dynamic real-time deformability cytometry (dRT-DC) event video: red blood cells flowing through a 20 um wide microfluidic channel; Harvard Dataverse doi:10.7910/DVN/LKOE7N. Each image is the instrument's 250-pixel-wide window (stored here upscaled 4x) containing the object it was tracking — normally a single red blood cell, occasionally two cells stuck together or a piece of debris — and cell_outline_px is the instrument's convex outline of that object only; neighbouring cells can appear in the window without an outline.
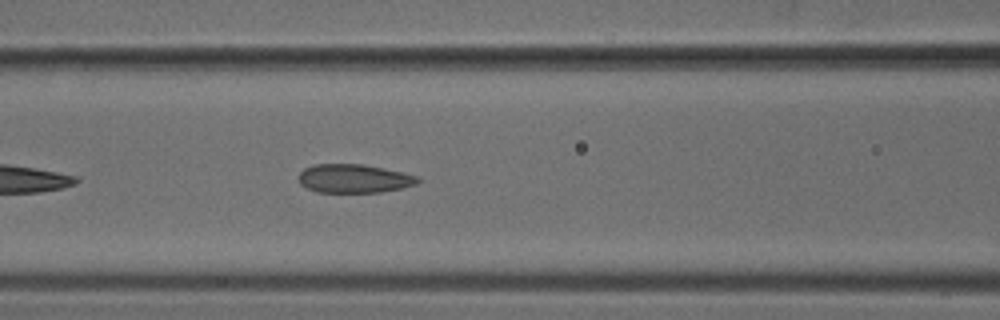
{"species": "common noctule bat (a hibernating species)", "species_latin": "Nyctalus noctula", "temperature_condition": "cold", "stored_images_in_passage": 25, "camera_frame_rate_fps": 3000, "um_per_image_px": 0.085, "animal": {"sex": "male", "body_mass_g": 18.8}, "frame": {"image": 1, "passage_image": 8, "time_ms": 2.333, "image_size_px": [1000, 320], "cell_outline_px": [[420, 180], [416, 184], [400, 188], [380, 192], [316, 192], [300, 184], [296, 176], [304, 168], [316, 164], [364, 164], [404, 172], [420, 176]], "centroid_in_image_um": [30.08, 15.17], "position_along_channel_um": 136.5, "area_um2": 20.06}}
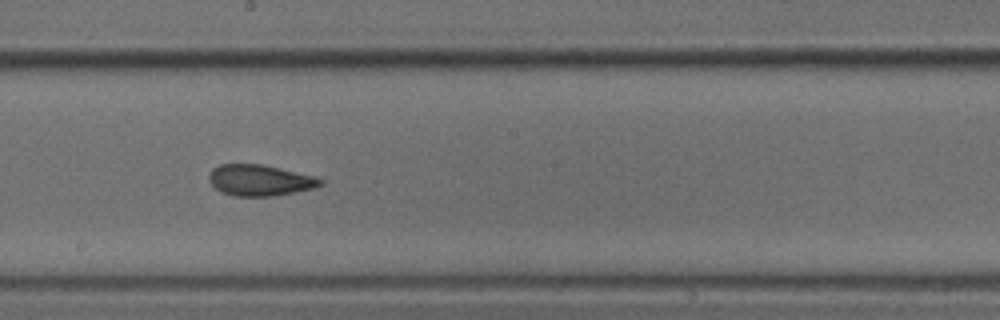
{"frame": {"image": 2, "passage_image": 15, "time_ms": 4.667, "image_size_px": [1000, 320], "cell_outline_px": [[324, 184], [316, 188], [272, 196], [232, 196], [220, 192], [208, 180], [208, 176], [212, 168], [220, 164], [264, 164], [312, 176], [324, 180]], "centroid_in_image_um": [22.07, 15.32], "position_along_channel_um": 226.1, "area_um2": 20.29}}
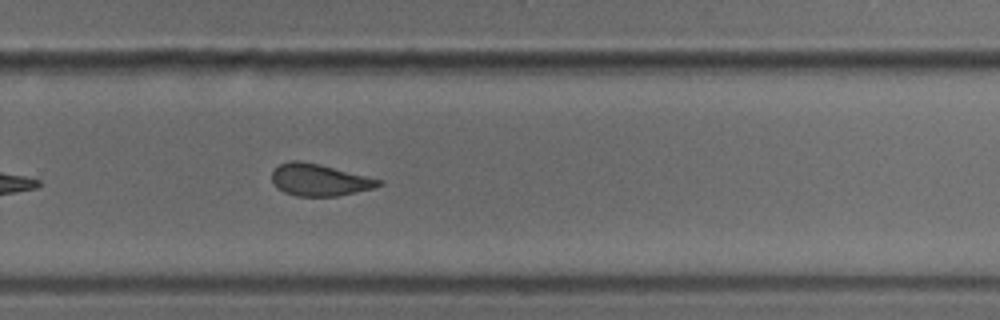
{"frame": {"image": 3, "passage_image": 21, "time_ms": 6.667, "image_size_px": [1000, 320], "cell_outline_px": [[384, 184], [376, 188], [336, 196], [296, 196], [284, 192], [276, 188], [272, 184], [272, 172], [280, 164], [292, 160], [300, 160], [320, 164], [384, 180]], "centroid_in_image_um": [27.17, 15.29], "position_along_channel_um": 302.6, "area_um2": 20.11}}